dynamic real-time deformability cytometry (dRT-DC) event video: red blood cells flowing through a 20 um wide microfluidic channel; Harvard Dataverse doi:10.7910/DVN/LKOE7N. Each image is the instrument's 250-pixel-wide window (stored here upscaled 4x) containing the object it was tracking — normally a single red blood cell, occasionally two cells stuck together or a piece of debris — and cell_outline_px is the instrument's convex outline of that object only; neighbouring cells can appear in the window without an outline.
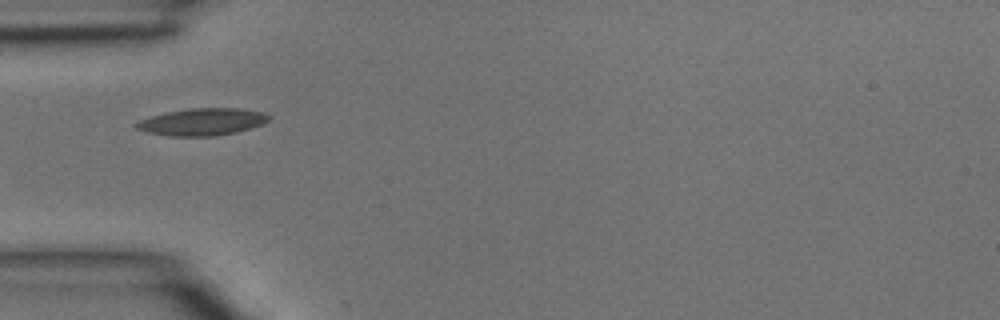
{"species": "common noctule bat (a hibernating species)", "species_latin": "Nyctalus noctula", "temperature_condition": "room temperature", "stored_images_in_passage": 4, "camera_frame_rate_fps": 3000, "um_per_image_px": 0.085, "animal": {"sex": "male", "body_mass_g": 15.6}, "frame": {"image": 1, "passage_image": 3, "time_ms": 0.667, "image_size_px": [1000, 320], "cell_outline_px": [[272, 116], [268, 120], [260, 124], [236, 132], [216, 136], [172, 136], [148, 132], [136, 128], [132, 124], [140, 120], [152, 116], [168, 112], [192, 108], [240, 108], [264, 112]], "centroid_in_image_um": [17.2, 10.35], "position_along_channel_um": 67.8, "area_um2": 20.75}}